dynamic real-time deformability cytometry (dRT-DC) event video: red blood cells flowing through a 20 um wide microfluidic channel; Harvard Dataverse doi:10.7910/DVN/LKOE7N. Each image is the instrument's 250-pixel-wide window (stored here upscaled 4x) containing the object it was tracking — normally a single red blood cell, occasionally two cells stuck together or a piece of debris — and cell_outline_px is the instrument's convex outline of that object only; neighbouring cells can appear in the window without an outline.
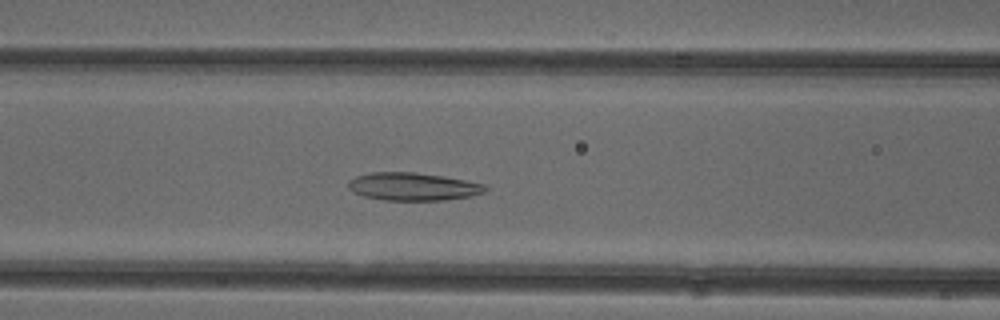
{"species": "common noctule bat (a hibernating species)", "species_latin": "Nyctalus noctula", "temperature_condition": "cold", "stored_images_in_passage": 26, "camera_frame_rate_fps": 3000, "um_per_image_px": 0.085, "animal": {"sex": "female"}, "frame": {"image": 1, "passage_image": 19, "time_ms": 6.0, "image_size_px": [1000, 320], "cell_outline_px": [[488, 188], [484, 192], [472, 196], [444, 200], [384, 200], [364, 196], [348, 188], [348, 180], [356, 176], [368, 172], [416, 172], [444, 176], [484, 184]], "centroid_in_image_um": [35.1, 15.85], "position_along_channel_um": 131.5, "area_um2": 22.25}}
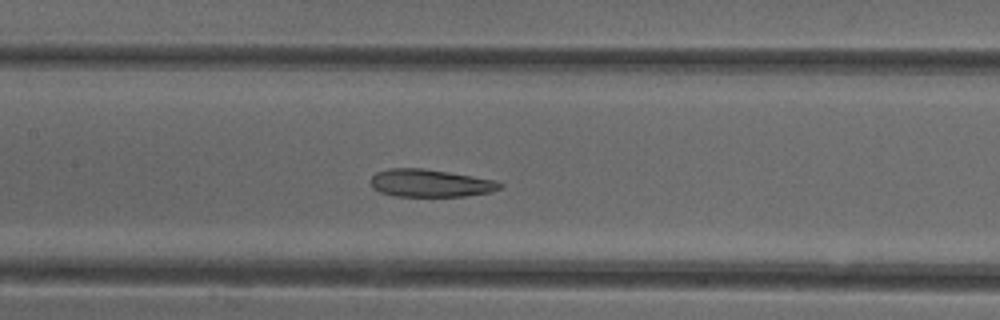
{"frame": {"image": 2, "passage_image": 22, "time_ms": 7.0, "image_size_px": [1000, 320], "cell_outline_px": [[504, 188], [492, 192], [468, 196], [392, 196], [380, 192], [372, 188], [368, 180], [376, 172], [388, 168], [424, 168], [496, 180], [504, 184]], "centroid_in_image_um": [36.58, 15.57], "position_along_channel_um": 170.8, "area_um2": 21.21}}
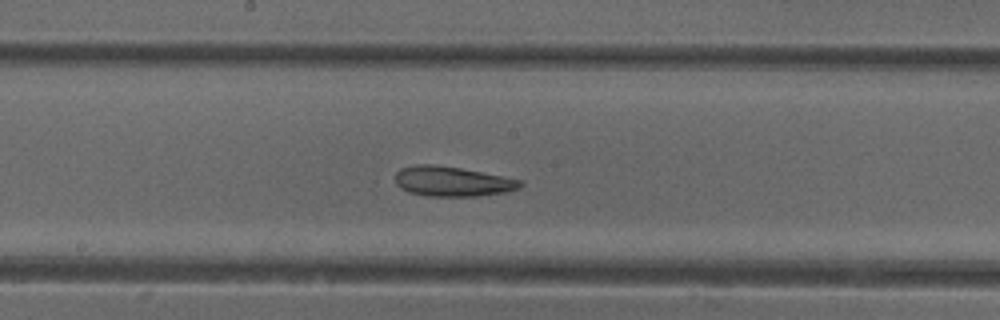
{"frame": {"image": 3, "passage_image": 25, "time_ms": 8.0, "image_size_px": [1000, 320], "cell_outline_px": [[524, 184], [520, 188], [504, 192], [476, 196], [428, 196], [408, 192], [400, 188], [396, 184], [396, 172], [400, 168], [416, 164], [432, 164], [460, 168], [524, 180]], "centroid_in_image_um": [38.44, 15.42], "position_along_channel_um": 209.8, "area_um2": 21.85}}